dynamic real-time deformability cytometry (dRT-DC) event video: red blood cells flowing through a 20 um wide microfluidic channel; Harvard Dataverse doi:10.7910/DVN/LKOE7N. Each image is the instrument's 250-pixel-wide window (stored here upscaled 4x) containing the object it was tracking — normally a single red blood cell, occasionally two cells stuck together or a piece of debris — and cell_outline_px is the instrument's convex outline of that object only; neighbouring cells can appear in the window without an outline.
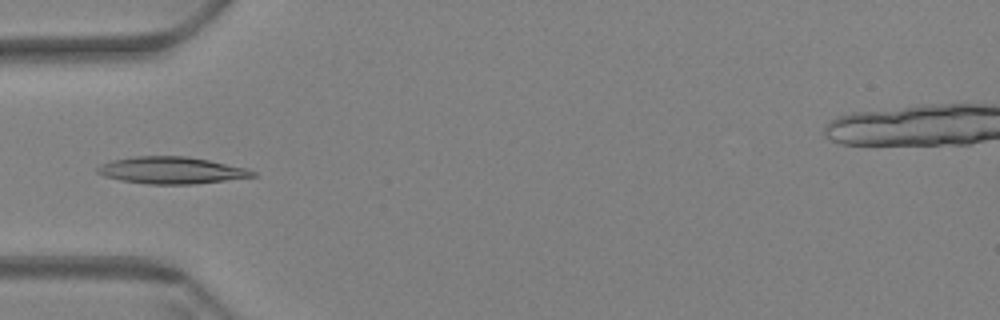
{"species": "Egyptian fruit bat (a non-hibernating species)", "species_latin": "Rousettus aegyptiacus", "temperature_condition": "warm", "stored_images_in_passage": 41, "camera_frame_rate_fps": 3000, "um_per_image_px": 0.085, "animal": {"sex": "female"}, "frame": {"image": 1, "passage_image": 1, "time_ms": 0.0, "image_size_px": [1000, 320], "cell_outline_px": [[256, 176], [192, 184], [148, 184], [120, 180], [104, 176], [96, 172], [96, 168], [100, 164], [112, 160], [132, 156], [188, 156], [248, 168], [256, 172]], "centroid_in_image_um": [14.54, 14.47], "position_along_channel_um": 70.5, "area_um2": 24.33}}
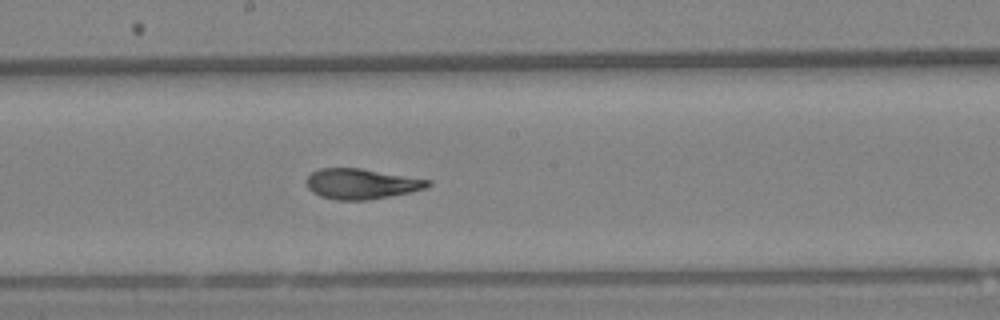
{"frame": {"image": 2, "passage_image": 14, "time_ms": 4.333, "image_size_px": [1000, 320], "cell_outline_px": [[432, 184], [428, 188], [412, 192], [368, 200], [336, 200], [320, 196], [312, 192], [308, 188], [308, 176], [312, 172], [320, 168], [360, 168], [432, 180]], "centroid_in_image_um": [30.77, 15.63], "position_along_channel_um": 217.4, "area_um2": 21.56}}
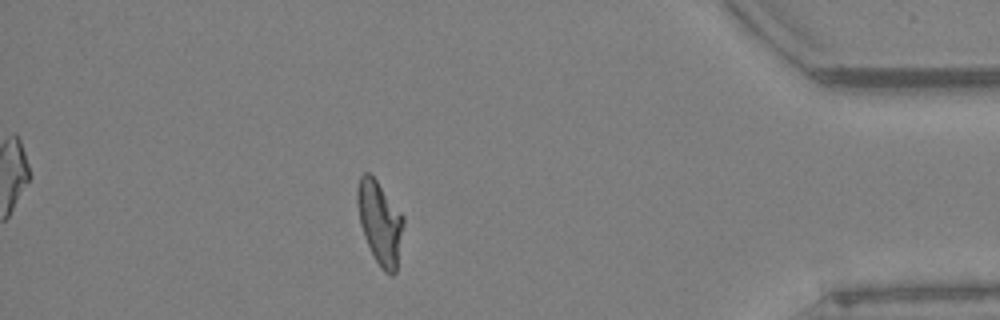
{"frame": {"image": 3, "passage_image": 34, "time_ms": 11.0, "image_size_px": [1000, 320], "cell_outline_px": [[404, 224], [396, 272], [392, 276], [384, 272], [376, 260], [364, 236], [360, 224], [356, 204], [356, 192], [360, 176], [364, 172], [368, 172], [376, 180], [404, 216]], "centroid_in_image_um": [32.28, 18.91], "position_along_channel_um": 402.9, "area_um2": 22.25}, "authors_computed_cell_mechanics": {"area_um2": 21.964, "velocity_mm_per_s": 3.3987, "shape_relaxation_time_tau1_ms": 8.465, "shape_relaxation_time_tau2_ms": 1.6294, "deformation_change_tau1": 0.2535, "deformation_change_tau2": 0.0709}}